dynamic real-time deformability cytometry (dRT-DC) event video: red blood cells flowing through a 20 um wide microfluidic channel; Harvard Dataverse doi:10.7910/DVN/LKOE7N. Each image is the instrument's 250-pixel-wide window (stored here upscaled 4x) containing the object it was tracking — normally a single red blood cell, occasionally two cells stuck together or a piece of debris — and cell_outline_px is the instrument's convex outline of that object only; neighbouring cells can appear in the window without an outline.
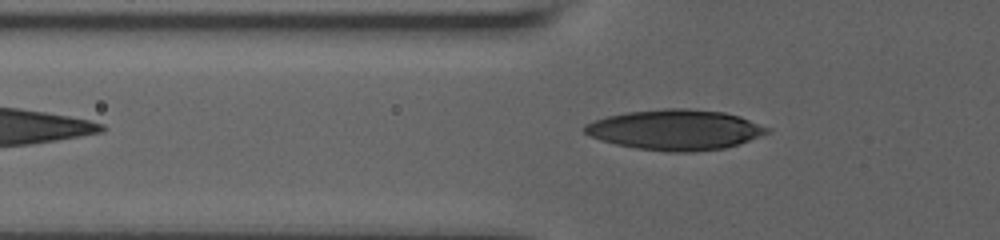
{"species": "human", "species_latin": "Homo sapiens", "temperature_condition": "room temperature", "stored_images_in_passage": 40, "camera_frame_rate_fps": 3000, "um_per_image_px": 0.085, "donor": {"sex": "male"}, "frame": {"image": 1, "passage_image": 3, "time_ms": 0.667, "image_size_px": [1000, 240], "cell_outline_px": [[772, 128], [768, 132], [748, 140], [724, 148], [692, 152], [668, 152], [636, 148], [616, 144], [600, 140], [584, 132], [584, 124], [608, 116], [628, 112], [664, 108], [688, 108], [724, 112], [740, 116]], "centroid_in_image_um": [57.41, 11.02], "position_along_channel_um": 68.4, "area_um2": 42.71}}
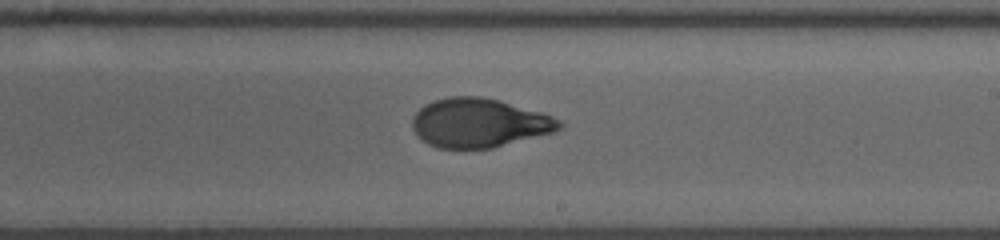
{"frame": {"image": 2, "passage_image": 18, "time_ms": 5.667, "image_size_px": [1000, 240], "cell_outline_px": [[564, 124], [556, 132], [492, 148], [436, 148], [428, 144], [412, 128], [412, 116], [424, 104], [432, 100], [448, 96], [480, 96], [500, 100], [540, 112], [552, 116], [560, 120]], "centroid_in_image_um": [40.73, 10.44], "position_along_channel_um": 248.3, "area_um2": 42.19}}
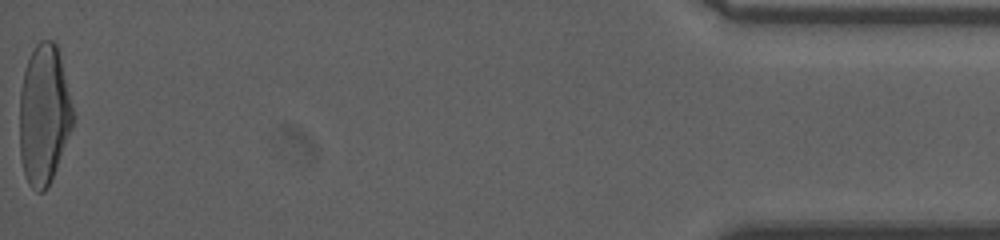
{"frame": {"image": 3, "passage_image": 40, "time_ms": 13.0, "image_size_px": [1000, 240], "cell_outline_px": [[72, 128], [48, 188], [44, 192], [36, 192], [28, 184], [24, 176], [20, 156], [20, 88], [24, 72], [28, 60], [36, 44], [40, 40], [52, 40], [56, 44], [72, 104]], "centroid_in_image_um": [3.71, 9.8], "position_along_channel_um": 431.5, "area_um2": 43.18}, "authors_computed_cell_mechanics": {"area_um2": 42.3385, "velocity_mm_per_s": 3.6712, "shape_relaxation_time_tau1_ms": 7.8648, "shape_relaxation_time_tau2_ms": 0.9547, "deformation_change_tau1": 0.2712, "deformation_change_tau2": 0.0613}}